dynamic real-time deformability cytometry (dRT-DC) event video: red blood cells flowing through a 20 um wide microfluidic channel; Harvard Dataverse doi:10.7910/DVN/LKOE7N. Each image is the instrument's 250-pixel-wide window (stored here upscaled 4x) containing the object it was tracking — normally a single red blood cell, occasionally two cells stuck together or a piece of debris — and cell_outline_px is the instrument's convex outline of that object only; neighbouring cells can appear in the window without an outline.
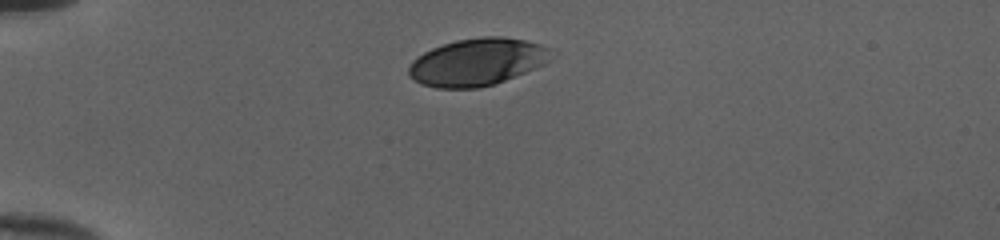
{"species": "human", "species_latin": "Homo sapiens", "temperature_condition": "cold", "stored_images_in_passage": 32, "camera_frame_rate_fps": 3000, "um_per_image_px": 0.085, "donor": {"sex": "female"}, "frame": {"image": 1, "passage_image": 1, "time_ms": 0.0, "image_size_px": [1000, 240], "cell_outline_px": [[556, 52], [544, 64], [496, 84], [476, 88], [436, 88], [420, 84], [408, 76], [408, 68], [412, 60], [424, 52], [432, 48], [456, 40], [480, 36], [504, 36], [524, 40], [540, 44]], "centroid_in_image_um": [40.55, 5.27], "position_along_channel_um": 44.4, "area_um2": 39.48}}
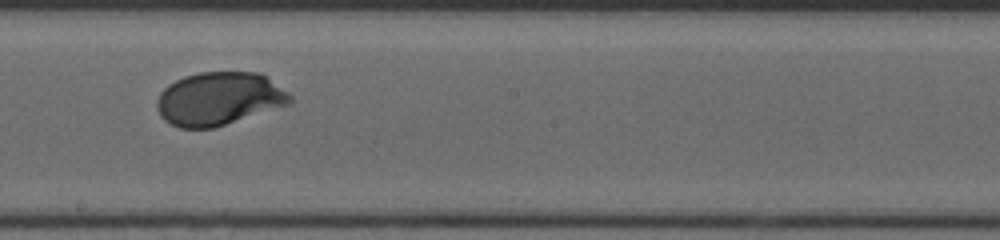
{"frame": {"image": 2, "passage_image": 18, "time_ms": 5.667, "image_size_px": [1000, 240], "cell_outline_px": [[292, 100], [288, 104], [212, 128], [180, 128], [164, 120], [160, 116], [156, 108], [156, 100], [160, 92], [168, 84], [184, 76], [200, 72], [260, 72], [292, 96]], "centroid_in_image_um": [18.55, 8.38], "position_along_channel_um": 229.6, "area_um2": 40.92}}
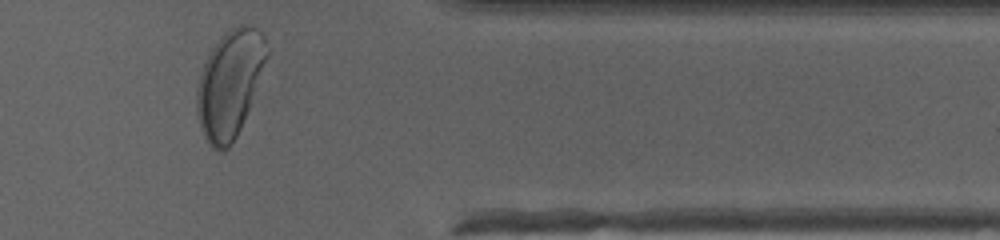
{"frame": {"image": 3, "passage_image": 31, "time_ms": 10.0, "image_size_px": [1000, 240], "cell_outline_px": [[272, 48], [240, 128], [236, 136], [228, 148], [224, 152], [216, 152], [208, 144], [200, 128], [196, 112], [196, 88], [200, 72], [208, 52], [220, 36], [224, 32], [240, 24], [256, 28], [264, 36]], "centroid_in_image_um": [19.52, 7.1], "position_along_channel_um": 391.9, "area_um2": 44.16}, "authors_computed_cell_mechanics": {"area_um2": 40.8646, "velocity_mm_per_s": 3.9771, "shape_relaxation_time_tau1_ms": 2.1593, "shape_relaxation_time_tau2_ms": null, "deformation_change_tau1": 0.1519, "deformation_change_tau2": null}}